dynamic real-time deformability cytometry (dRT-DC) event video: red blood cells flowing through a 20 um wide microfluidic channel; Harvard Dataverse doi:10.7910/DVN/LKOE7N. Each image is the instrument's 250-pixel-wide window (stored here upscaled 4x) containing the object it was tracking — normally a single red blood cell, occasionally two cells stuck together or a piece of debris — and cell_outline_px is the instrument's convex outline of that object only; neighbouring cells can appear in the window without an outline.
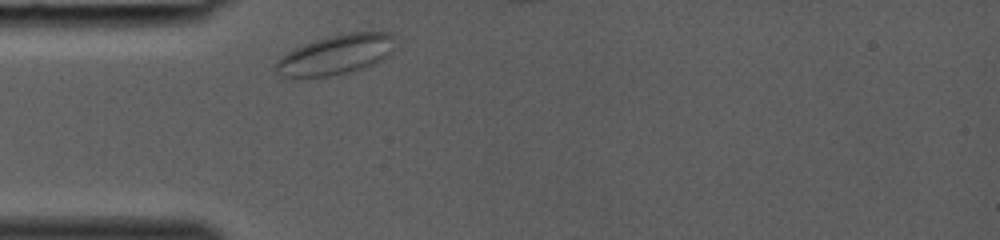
{"species": "common noctule bat (a hibernating species)", "species_latin": "Nyctalus noctula", "temperature_condition": "room temperature", "stored_images_in_passage": 25, "camera_frame_rate_fps": 3000, "um_per_image_px": 0.085, "animal": {"sex": "female", "body_mass_g": 19.0, "forearm_length_mm": 53.3}, "frame": {"image": 1, "passage_image": 1, "time_ms": 0.0, "image_size_px": [1000, 240], "cell_outline_px": [[392, 52], [380, 60], [372, 64], [360, 68], [332, 76], [284, 76], [276, 68], [276, 60], [280, 56], [304, 44], [316, 40], [348, 32], [388, 32], [392, 36]], "centroid_in_image_um": [28.54, 4.63], "position_along_channel_um": 56.5, "area_um2": 26.7}}
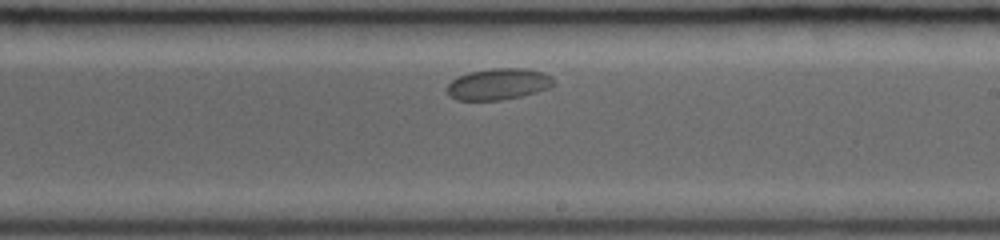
{"frame": {"image": 2, "passage_image": 14, "time_ms": 4.333, "image_size_px": [1000, 240], "cell_outline_px": [[556, 84], [548, 88], [520, 96], [500, 100], [456, 100], [448, 92], [448, 84], [456, 76], [468, 72], [492, 68], [528, 68], [544, 72], [552, 76]], "centroid_in_image_um": [42.39, 7.12], "position_along_channel_um": 246.6, "area_um2": 19.54}}
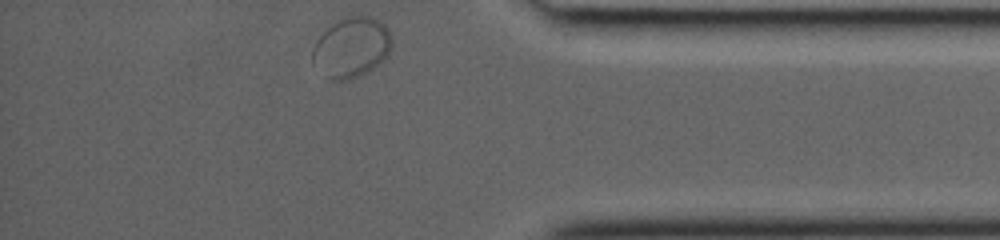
{"frame": {"image": 3, "passage_image": 25, "time_ms": 8.0, "image_size_px": [1000, 240], "cell_outline_px": [[392, 44], [388, 52], [372, 68], [348, 80], [332, 80], [312, 64], [312, 48], [316, 40], [328, 28], [340, 20], [348, 16], [372, 16], [380, 20], [388, 28], [392, 36]], "centroid_in_image_um": [29.86, 4.0], "position_along_channel_um": 405.3, "area_um2": 27.34}}